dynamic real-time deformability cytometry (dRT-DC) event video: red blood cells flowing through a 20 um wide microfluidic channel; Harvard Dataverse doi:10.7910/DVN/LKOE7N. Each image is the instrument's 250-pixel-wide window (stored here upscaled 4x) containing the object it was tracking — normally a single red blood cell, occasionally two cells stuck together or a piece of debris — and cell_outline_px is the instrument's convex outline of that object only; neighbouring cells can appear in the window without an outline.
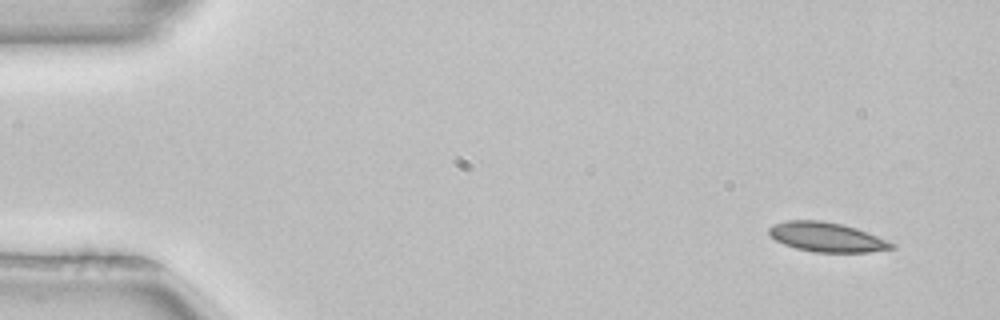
{"species": "common noctule bat (a hibernating species)", "species_latin": "Nyctalus noctula", "temperature_condition": "room temperature", "stored_images_in_passage": 52, "camera_frame_rate_fps": 3000, "um_per_image_px": 0.085, "animal": {"sex": "female", "body_mass_g": 22.7, "forearm_length_mm": 54.2}, "frame": {"image": 1, "passage_image": 4, "time_ms": 1.0, "image_size_px": [1000, 320], "cell_outline_px": [[896, 248], [868, 252], [812, 252], [796, 248], [784, 244], [776, 240], [768, 232], [768, 228], [772, 224], [788, 220], [820, 220], [840, 224], [856, 228], [896, 244]], "centroid_in_image_um": [70.26, 20.15], "position_along_channel_um": 14.7, "area_um2": 20.92}}
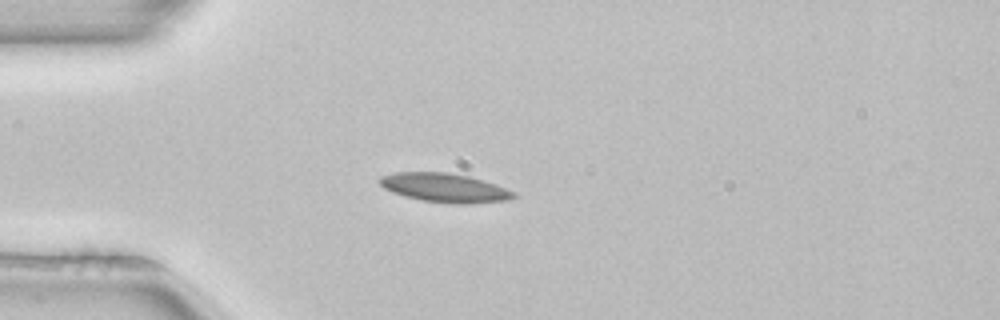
{"frame": {"image": 2, "passage_image": 14, "time_ms": 4.333, "image_size_px": [1000, 320], "cell_outline_px": [[516, 196], [508, 200], [472, 204], [452, 204], [424, 200], [404, 196], [392, 192], [384, 188], [380, 184], [380, 176], [396, 172], [448, 172], [468, 176], [496, 184], [516, 192]], "centroid_in_image_um": [37.82, 15.96], "position_along_channel_um": 47.2, "area_um2": 22.66}}
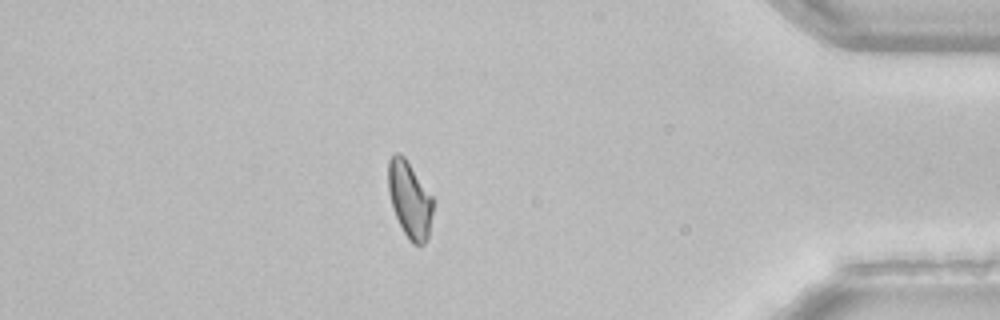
{"frame": {"image": 3, "passage_image": 45, "time_ms": 14.667, "image_size_px": [1000, 320], "cell_outline_px": [[432, 212], [428, 240], [424, 244], [412, 244], [408, 240], [392, 208], [388, 192], [388, 160], [396, 152], [400, 152], [404, 156], [432, 196]], "centroid_in_image_um": [34.8, 16.97], "position_along_channel_um": 400.4, "area_um2": 19.88}, "authors_computed_cell_mechanics": {"area_um2": 20.8658, "velocity_mm_per_s": 3.9648, "shape_relaxation_time_tau1_ms": null, "shape_relaxation_time_tau2_ms": 7.6894, "deformation_change_tau1": null, "deformation_change_tau2": 0.1453}}